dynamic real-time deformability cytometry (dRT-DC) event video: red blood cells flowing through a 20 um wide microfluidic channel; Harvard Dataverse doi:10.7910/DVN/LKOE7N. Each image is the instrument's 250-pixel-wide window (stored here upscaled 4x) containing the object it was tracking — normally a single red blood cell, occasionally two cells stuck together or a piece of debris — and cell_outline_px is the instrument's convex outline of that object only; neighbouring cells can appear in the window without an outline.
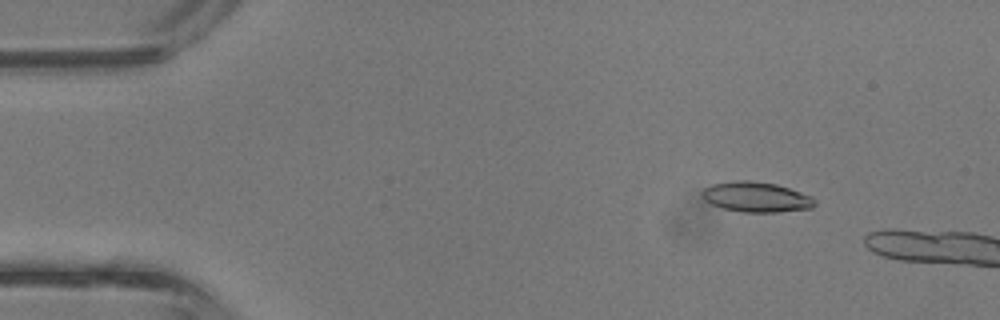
{"species": "common noctule bat (a hibernating species)", "species_latin": "Nyctalus noctula", "temperature_condition": "room temperature", "stored_images_in_passage": 7, "camera_frame_rate_fps": 3000, "um_per_image_px": 0.085, "animal": {"sex": "male", "body_mass_g": 13.3}, "frame": {"image": 1, "passage_image": 5, "time_ms": 1.333, "image_size_px": [1000, 320], "cell_outline_px": [[816, 204], [812, 208], [776, 212], [740, 212], [724, 208], [712, 204], [704, 200], [700, 196], [700, 192], [704, 188], [712, 184], [740, 180], [748, 180], [776, 184], [812, 196], [816, 200]], "centroid_in_image_um": [64.26, 16.75], "position_along_channel_um": 20.7, "area_um2": 19.83}}